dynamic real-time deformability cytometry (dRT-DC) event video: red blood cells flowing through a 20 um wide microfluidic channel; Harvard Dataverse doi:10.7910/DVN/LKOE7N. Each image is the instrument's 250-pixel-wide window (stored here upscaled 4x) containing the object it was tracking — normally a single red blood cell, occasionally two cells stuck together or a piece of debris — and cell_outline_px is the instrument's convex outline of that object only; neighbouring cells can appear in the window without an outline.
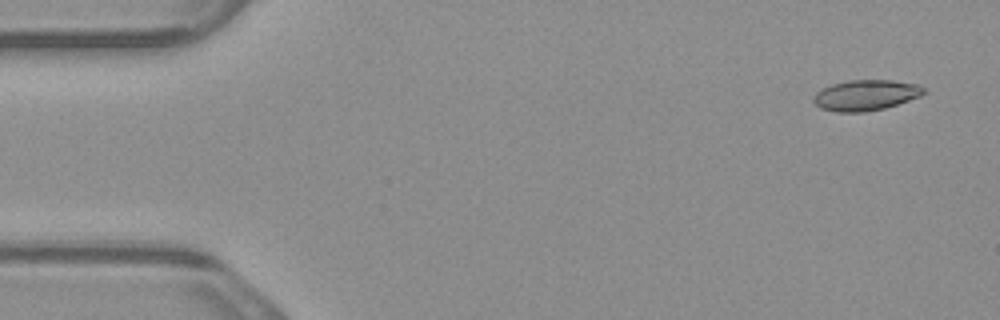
{"species": "common noctule bat (a hibernating species)", "species_latin": "Nyctalus noctula", "temperature_condition": "warm", "stored_images_in_passage": 6, "camera_frame_rate_fps": 3000, "um_per_image_px": 0.085, "animal": {"sex": "male", "body_mass_g": 23.1, "forearm_length_mm": 52.7}, "frame": {"image": 1, "passage_image": 1, "time_ms": 0.0, "image_size_px": [1000, 320], "cell_outline_px": [[924, 92], [920, 96], [884, 108], [864, 112], [836, 112], [820, 108], [812, 100], [816, 92], [832, 84], [848, 80], [892, 80], [916, 84], [924, 88]], "centroid_in_image_um": [73.55, 8.09], "position_along_channel_um": 11.4, "area_um2": 19.48}}
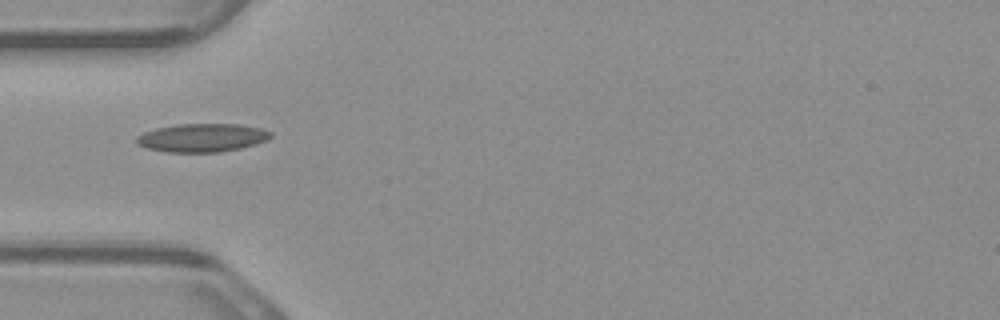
{"frame": {"image": 2, "passage_image": 5, "time_ms": 1.333, "image_size_px": [1000, 320], "cell_outline_px": [[272, 136], [268, 140], [256, 144], [240, 148], [220, 152], [168, 152], [148, 148], [136, 144], [136, 136], [144, 132], [156, 128], [176, 124], [240, 124], [260, 128], [272, 132]], "centroid_in_image_um": [17.19, 11.7], "position_along_channel_um": 67.8, "area_um2": 22.25}}
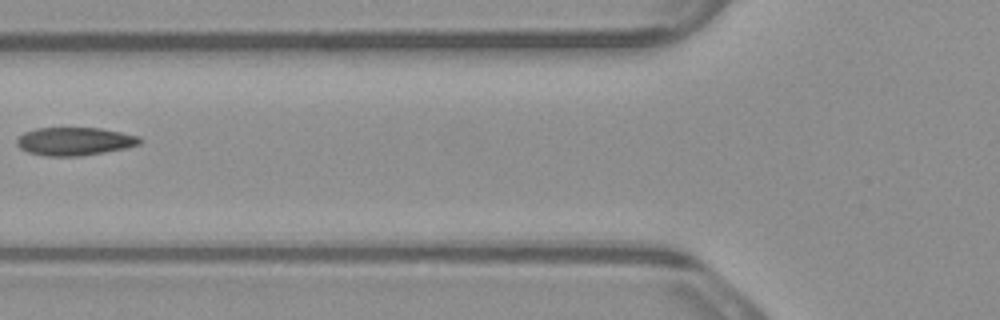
{"frame": {"image": 3, "passage_image": 6, "time_ms": 1.667, "image_size_px": [1000, 320], "cell_outline_px": [[144, 140], [140, 144], [124, 148], [104, 152], [80, 156], [44, 156], [28, 152], [20, 148], [16, 144], [16, 140], [24, 132], [36, 128], [100, 128], [140, 136]], "centroid_in_image_um": [6.34, 12.01], "position_along_channel_um": 119.5, "area_um2": 20.17}}